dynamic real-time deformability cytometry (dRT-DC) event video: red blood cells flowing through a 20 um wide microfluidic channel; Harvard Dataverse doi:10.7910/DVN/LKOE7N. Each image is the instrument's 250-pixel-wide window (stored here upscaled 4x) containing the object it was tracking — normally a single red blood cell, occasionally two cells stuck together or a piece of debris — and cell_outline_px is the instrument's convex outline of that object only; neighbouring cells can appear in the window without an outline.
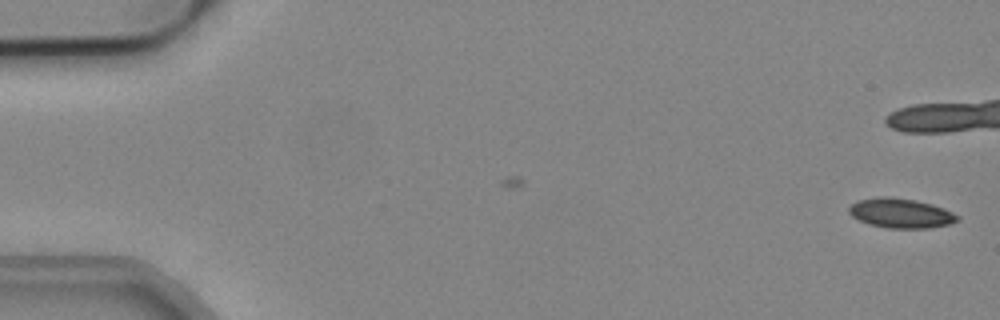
{"species": "common noctule bat (a hibernating species)", "species_latin": "Nyctalus noctula", "temperature_condition": "cold", "stored_images_in_passage": 45, "camera_frame_rate_fps": 3000, "um_per_image_px": 0.085, "animal": {"sex": "male", "body_mass_g": 19.2, "forearm_length_mm": 51.8}, "frame": {"image": 1, "passage_image": 1, "time_ms": 0.0, "image_size_px": [1000, 320], "cell_outline_px": [[960, 220], [948, 224], [928, 228], [888, 228], [868, 224], [852, 216], [848, 212], [848, 208], [856, 200], [880, 196], [892, 196], [916, 200], [932, 204], [944, 208], [960, 216]], "centroid_in_image_um": [76.56, 18.1], "position_along_channel_um": 8.4, "area_um2": 18.9}}